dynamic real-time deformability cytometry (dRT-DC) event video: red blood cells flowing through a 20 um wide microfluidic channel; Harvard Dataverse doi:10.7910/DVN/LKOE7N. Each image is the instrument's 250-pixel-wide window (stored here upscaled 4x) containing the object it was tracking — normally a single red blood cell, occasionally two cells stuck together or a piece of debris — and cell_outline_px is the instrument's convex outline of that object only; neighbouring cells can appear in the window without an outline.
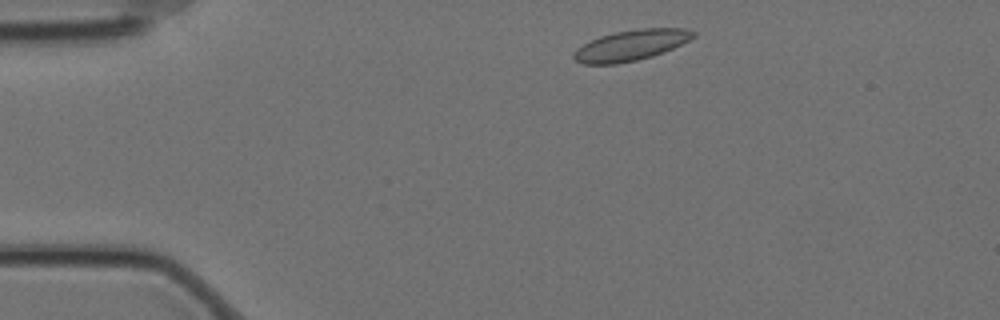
{"species": "Egyptian fruit bat (a non-hibernating species)", "species_latin": "Rousettus aegyptiacus", "temperature_condition": "cold", "stored_images_in_passage": 49, "camera_frame_rate_fps": 3000, "um_per_image_px": 0.085, "animal": {"sex": "female"}, "frame": {"image": 1, "passage_image": 2, "time_ms": 0.333, "image_size_px": [1000, 320], "cell_outline_px": [[696, 36], [664, 52], [652, 56], [636, 60], [616, 64], [584, 64], [576, 60], [572, 56], [576, 48], [600, 36], [616, 32], [640, 28], [684, 28], [696, 32]], "centroid_in_image_um": [53.63, 3.84], "position_along_channel_um": 31.4, "area_um2": 21.15}}
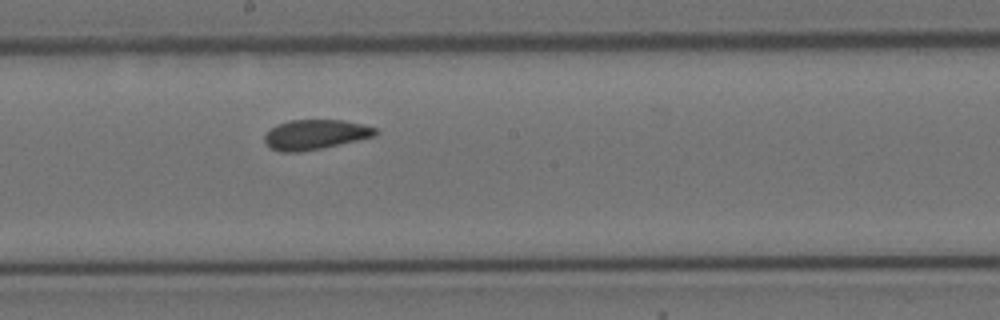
{"frame": {"image": 2, "passage_image": 23, "time_ms": 7.333, "image_size_px": [1000, 320], "cell_outline_px": [[376, 136], [320, 148], [300, 152], [280, 152], [268, 148], [264, 140], [264, 136], [276, 124], [288, 120], [344, 120], [376, 128]], "centroid_in_image_um": [26.74, 11.44], "position_along_channel_um": 221.5, "area_um2": 19.19}}
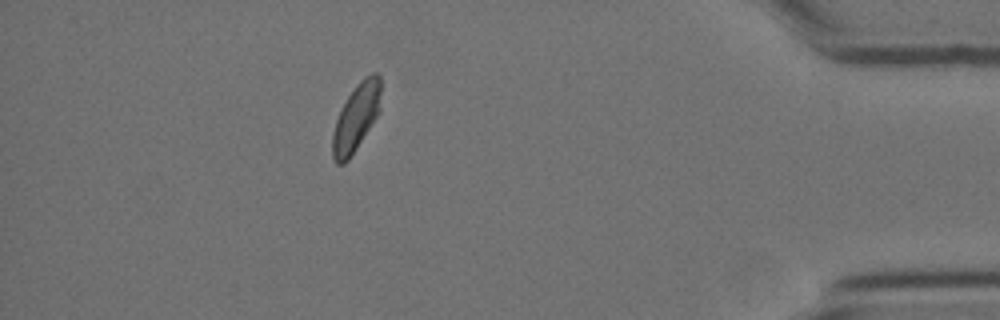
{"frame": {"image": 3, "passage_image": 43, "time_ms": 14.0, "image_size_px": [1000, 320], "cell_outline_px": [[380, 112], [348, 160], [344, 164], [336, 164], [332, 160], [332, 132], [340, 108], [356, 84], [364, 76], [372, 72], [376, 72], [380, 76]], "centroid_in_image_um": [30.25, 9.98], "position_along_channel_um": 404.9, "area_um2": 19.13}, "authors_computed_cell_mechanics": {"area_um2": 19.8254, "velocity_mm_per_s": 3.4496, "shape_relaxation_time_tau1_ms": 7.8822, "shape_relaxation_time_tau2_ms": 1.4207, "deformation_change_tau1": 0.1133, "deformation_change_tau2": 0.0445}}